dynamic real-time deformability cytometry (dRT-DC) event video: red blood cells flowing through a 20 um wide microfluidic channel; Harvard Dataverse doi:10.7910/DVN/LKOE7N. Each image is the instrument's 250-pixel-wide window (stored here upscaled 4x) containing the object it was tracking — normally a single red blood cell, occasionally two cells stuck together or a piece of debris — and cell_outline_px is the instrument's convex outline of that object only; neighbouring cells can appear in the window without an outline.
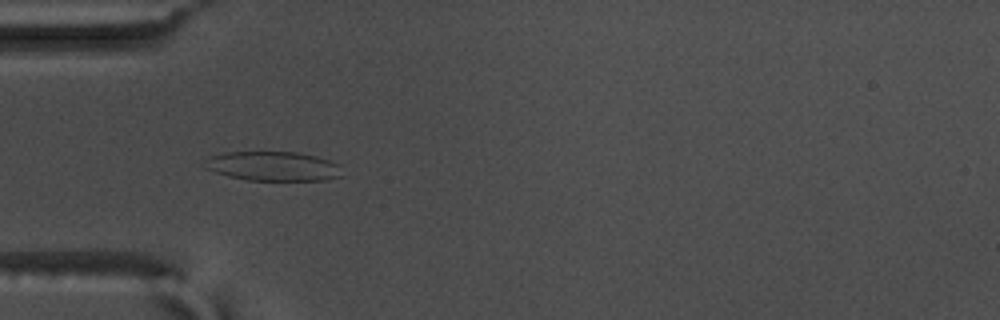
{"species": "common noctule bat (a hibernating species)", "species_latin": "Nyctalus noctula", "temperature_condition": "warm", "stored_images_in_passage": 56, "camera_frame_rate_fps": 3000, "um_per_image_px": 0.085, "animal": {"sex": "male", "body_mass_g": 17.5, "forearm_length_mm": 52.3}, "frame": {"image": 1, "passage_image": 18, "time_ms": 5.667, "image_size_px": [1000, 320], "cell_outline_px": [[340, 176], [324, 180], [248, 180], [228, 176], [216, 172], [208, 168], [212, 156], [224, 152], [296, 152], [316, 156], [340, 164]], "centroid_in_image_um": [23.3, 14.13], "position_along_channel_um": 61.7, "area_um2": 22.95}}
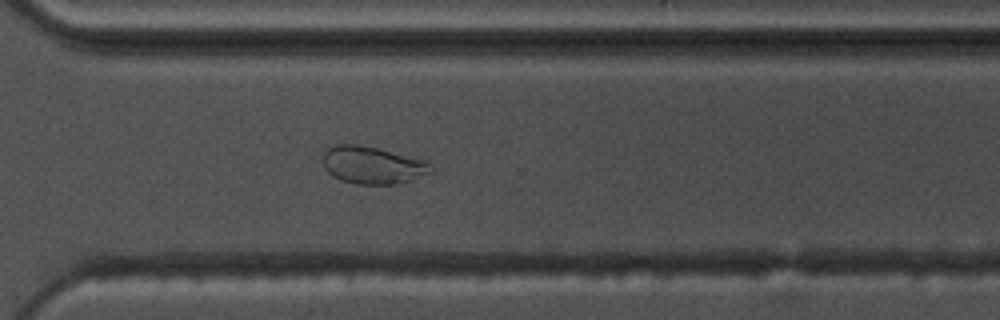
{"frame": {"image": 2, "passage_image": 41, "time_ms": 13.333, "image_size_px": [1000, 320], "cell_outline_px": [[432, 172], [408, 180], [392, 184], [356, 184], [332, 176], [324, 168], [324, 152], [328, 148], [336, 144], [356, 144], [376, 148], [424, 160], [432, 164]], "centroid_in_image_um": [31.64, 14.03], "position_along_channel_um": 339.0, "area_um2": 23.12}}
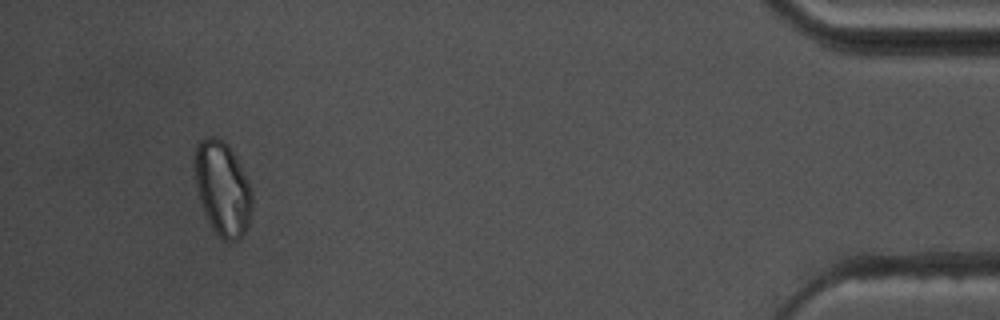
{"frame": {"image": 3, "passage_image": 53, "time_ms": 17.333, "image_size_px": [1000, 320], "cell_outline_px": [[252, 208], [248, 224], [244, 232], [236, 240], [224, 240], [216, 232], [200, 200], [196, 184], [196, 144], [204, 136], [216, 136], [224, 140], [228, 144], [236, 156], [252, 188]], "centroid_in_image_um": [18.95, 15.95], "position_along_channel_um": 416.2, "area_um2": 30.92}, "authors_computed_cell_mechanics": {"area_um2": 25.5187, "velocity_mm_per_s": 3.6483, "shape_relaxation_time_tau1_ms": 7.4991, "shape_relaxation_time_tau2_ms": 2.7281, "deformation_change_tau1": 0.2083, "deformation_change_tau2": 0.0697}}